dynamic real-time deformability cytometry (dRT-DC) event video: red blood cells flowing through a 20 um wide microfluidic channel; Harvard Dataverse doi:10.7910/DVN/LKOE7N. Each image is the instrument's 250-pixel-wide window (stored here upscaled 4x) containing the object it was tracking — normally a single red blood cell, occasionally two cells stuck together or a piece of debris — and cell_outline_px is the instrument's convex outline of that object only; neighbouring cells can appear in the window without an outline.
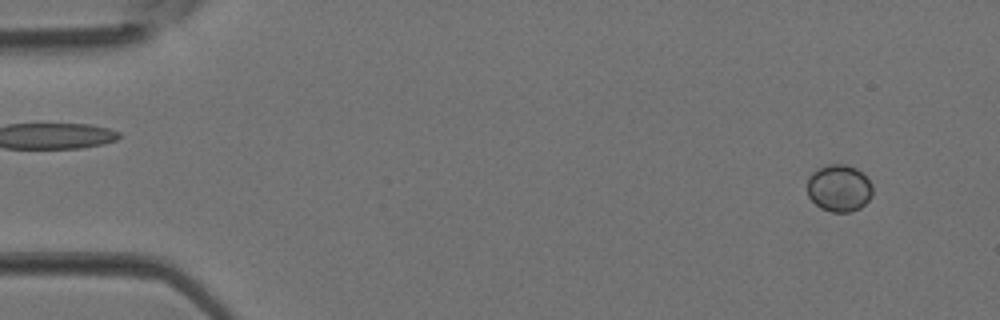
{"species": "Egyptian fruit bat (a non-hibernating species)", "species_latin": "Rousettus aegyptiacus", "temperature_condition": "room temperature", "stored_images_in_passage": 39, "camera_frame_rate_fps": 3000, "um_per_image_px": 0.085, "animal": {"sex": "female"}, "frame": {"image": 1, "passage_image": 4, "time_ms": 1.0, "image_size_px": [1000, 320], "cell_outline_px": [[872, 196], [860, 208], [848, 212], [832, 212], [820, 208], [808, 196], [808, 176], [816, 168], [828, 164], [848, 164], [856, 168], [872, 184]], "centroid_in_image_um": [71.3, 15.98], "position_along_channel_um": 13.7, "area_um2": 17.98}}
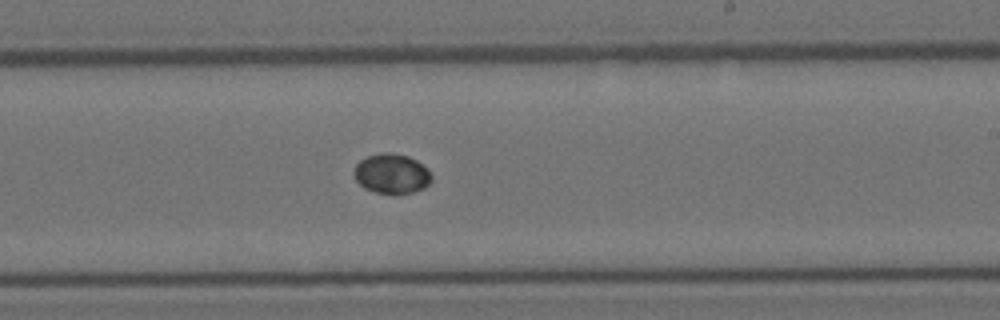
{"frame": {"image": 2, "passage_image": 24, "time_ms": 7.667, "image_size_px": [1000, 320], "cell_outline_px": [[432, 180], [424, 188], [412, 192], [376, 192], [364, 188], [356, 180], [352, 172], [356, 164], [360, 160], [368, 156], [380, 152], [388, 152], [408, 156], [416, 160], [428, 168], [432, 176]], "centroid_in_image_um": [33.28, 14.73], "position_along_channel_um": 255.7, "area_um2": 17.86}}
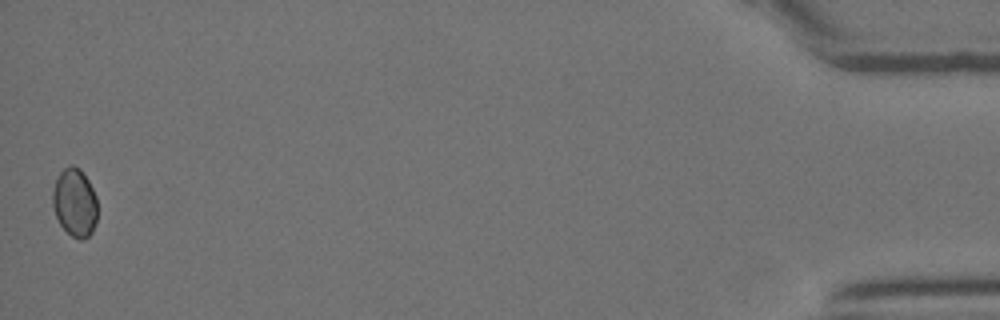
{"frame": {"image": 3, "passage_image": 39, "time_ms": 12.667, "image_size_px": [1000, 320], "cell_outline_px": [[96, 220], [92, 232], [84, 240], [80, 240], [72, 236], [60, 224], [56, 216], [52, 204], [52, 192], [56, 180], [60, 172], [68, 164], [72, 164], [80, 168], [88, 180], [96, 196]], "centroid_in_image_um": [6.35, 17.2], "position_along_channel_um": 428.9, "area_um2": 17.8}}